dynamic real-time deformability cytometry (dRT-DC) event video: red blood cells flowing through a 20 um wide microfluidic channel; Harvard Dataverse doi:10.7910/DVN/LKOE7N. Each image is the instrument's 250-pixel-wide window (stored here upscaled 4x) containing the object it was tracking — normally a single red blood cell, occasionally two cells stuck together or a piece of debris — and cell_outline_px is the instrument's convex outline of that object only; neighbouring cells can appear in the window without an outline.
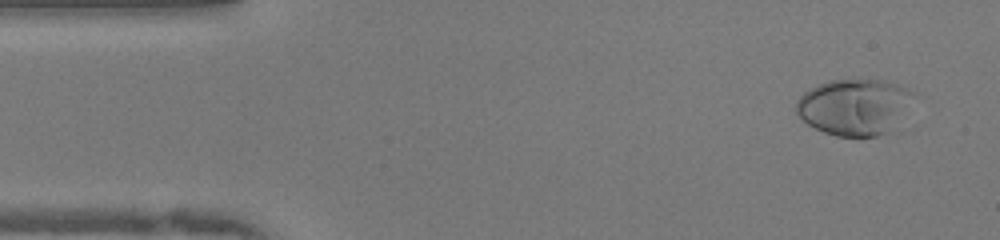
{"species": "human", "species_latin": "Homo sapiens", "temperature_condition": "warm", "stored_images_in_passage": 49, "camera_frame_rate_fps": 3000, "um_per_image_px": 0.085, "donor": {"sex": "female"}, "frame": {"image": 1, "passage_image": 3, "time_ms": 0.667, "image_size_px": [1000, 240], "cell_outline_px": [[916, 92], [888, 132], [876, 136], [836, 136], [824, 132], [808, 124], [796, 112], [796, 100], [804, 92], [828, 80], [884, 80], [908, 88]], "centroid_in_image_um": [72.57, 9.07], "position_along_channel_um": 12.4, "area_um2": 37.63}}
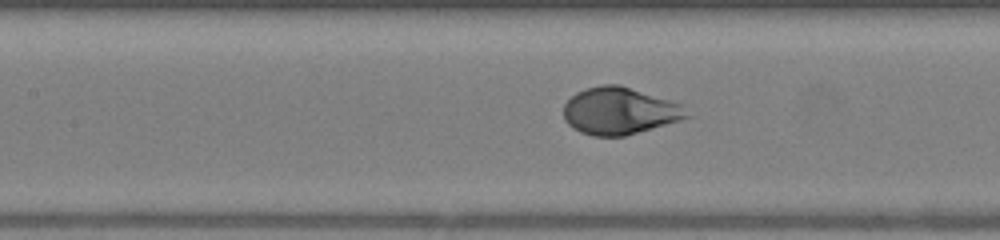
{"frame": {"image": 2, "passage_image": 21, "time_ms": 6.667, "image_size_px": [1000, 240], "cell_outline_px": [[692, 116], [680, 120], [624, 136], [592, 136], [580, 132], [572, 128], [564, 120], [564, 104], [576, 92], [584, 88], [604, 84], [620, 84], [672, 100], [684, 104]], "centroid_in_image_um": [52.68, 9.41], "position_along_channel_um": 154.7, "area_um2": 34.16}}
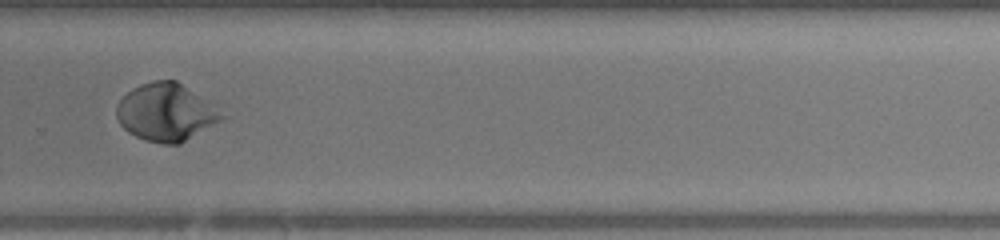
{"frame": {"image": 3, "passage_image": 33, "time_ms": 10.667, "image_size_px": [1000, 240], "cell_outline_px": [[232, 116], [180, 144], [160, 144], [144, 140], [128, 132], [120, 124], [116, 116], [116, 108], [120, 100], [132, 88], [140, 84], [152, 80], [176, 80], [224, 104]], "centroid_in_image_um": [14.32, 9.52], "position_along_channel_um": 315.5, "area_um2": 37.28}, "authors_computed_cell_mechanics": {"area_um2": 35.0268, "velocity_mm_per_s": 4.035, "shape_relaxation_time_tau1_ms": 3.2571, "shape_relaxation_time_tau2_ms": null, "deformation_change_tau1": 0.2478, "deformation_change_tau2": null}}